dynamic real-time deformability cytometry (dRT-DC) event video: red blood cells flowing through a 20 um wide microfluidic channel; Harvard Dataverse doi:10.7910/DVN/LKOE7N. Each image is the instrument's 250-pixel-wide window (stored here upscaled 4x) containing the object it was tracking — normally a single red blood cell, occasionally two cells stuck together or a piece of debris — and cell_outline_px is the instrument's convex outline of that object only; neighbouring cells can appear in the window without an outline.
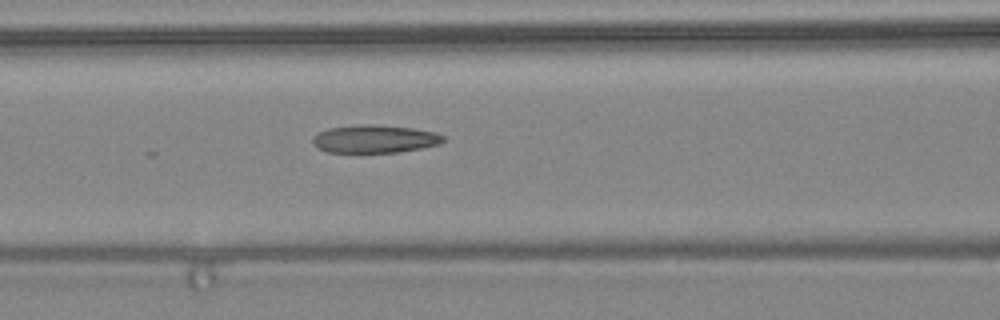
{"species": "common noctule bat (a hibernating species)", "species_latin": "Nyctalus noctula", "temperature_condition": "warm", "stored_images_in_passage": 25, "camera_frame_rate_fps": 3000, "um_per_image_px": 0.085, "animal": {"sex": "female", "body_mass_g": 24.6, "forearm_length_mm": 56.2}, "frame": {"image": 1, "passage_image": 21, "time_ms": 6.667, "image_size_px": [1000, 320], "cell_outline_px": [[444, 140], [440, 144], [424, 148], [400, 152], [328, 152], [312, 144], [312, 140], [320, 132], [328, 128], [360, 124], [368, 124], [412, 128], [436, 132], [444, 136]], "centroid_in_image_um": [31.89, 11.81], "position_along_channel_um": 134.7, "area_um2": 21.15}}
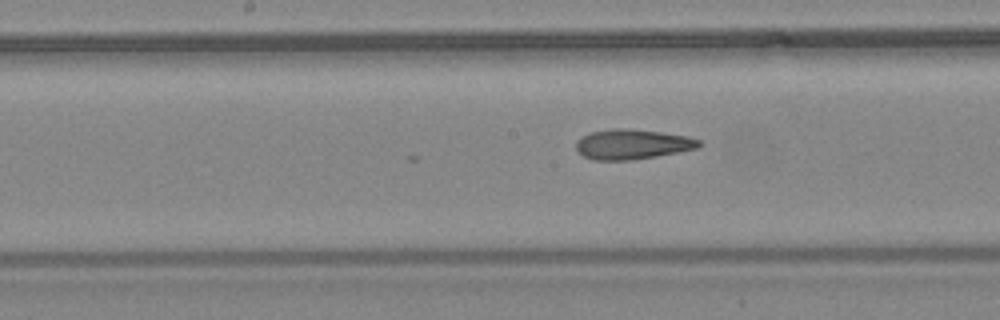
{"frame": {"image": 2, "passage_image": 25, "time_ms": 8.0, "image_size_px": [1000, 320], "cell_outline_px": [[700, 144], [696, 148], [680, 152], [632, 160], [592, 160], [576, 152], [576, 140], [592, 132], [612, 128], [624, 128], [660, 132], [688, 136], [700, 140]], "centroid_in_image_um": [53.72, 12.27], "position_along_channel_um": 194.5, "area_um2": 21.44}}